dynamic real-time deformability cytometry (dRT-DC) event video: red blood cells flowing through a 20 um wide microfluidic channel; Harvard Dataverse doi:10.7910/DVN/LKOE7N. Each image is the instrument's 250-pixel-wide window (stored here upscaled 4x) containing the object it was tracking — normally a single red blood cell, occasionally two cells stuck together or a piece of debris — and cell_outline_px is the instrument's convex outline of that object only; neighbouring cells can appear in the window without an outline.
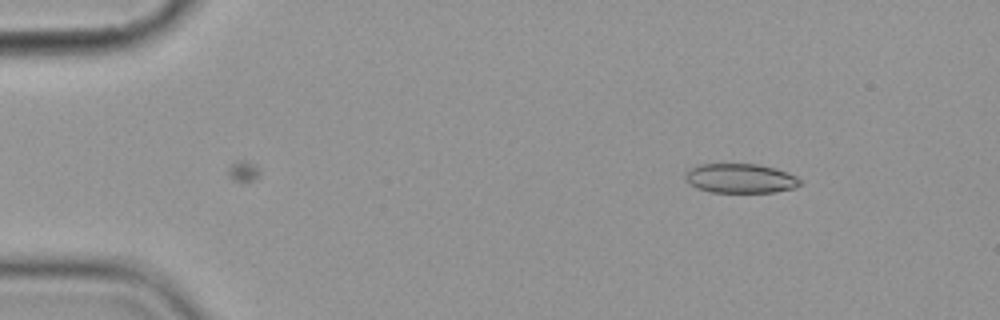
{"species": "common noctule bat (a hibernating species)", "species_latin": "Nyctalus noctula", "temperature_condition": "cold", "stored_images_in_passage": 4, "camera_frame_rate_fps": 3000, "um_per_image_px": 0.085, "animal": {"sex": "female", "body_mass_g": 19.9}, "frame": {"image": 1, "passage_image": 4, "time_ms": 3.333, "image_size_px": [1000, 320], "cell_outline_px": [[804, 184], [796, 188], [772, 192], [708, 192], [696, 188], [688, 184], [684, 176], [684, 172], [688, 168], [700, 164], [756, 164], [776, 168], [788, 172], [796, 176]], "centroid_in_image_um": [62.91, 15.16], "position_along_channel_um": 22.1, "area_um2": 20.06}}